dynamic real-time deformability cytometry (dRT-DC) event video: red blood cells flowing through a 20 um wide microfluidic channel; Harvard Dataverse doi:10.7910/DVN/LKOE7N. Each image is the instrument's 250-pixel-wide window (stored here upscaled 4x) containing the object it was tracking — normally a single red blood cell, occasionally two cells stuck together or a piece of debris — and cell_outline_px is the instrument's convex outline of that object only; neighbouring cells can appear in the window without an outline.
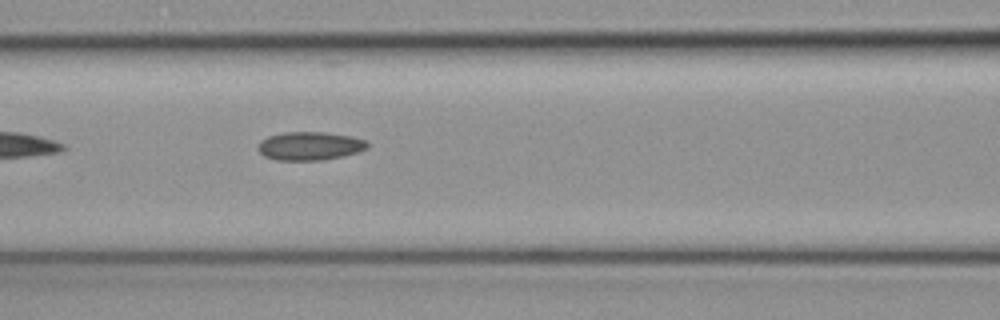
{"species": "common noctule bat (a hibernating species)", "species_latin": "Nyctalus noctula", "temperature_condition": "cold", "stored_images_in_passage": 4, "camera_frame_rate_fps": 3000, "um_per_image_px": 0.085, "animal": {"sex": "female", "body_mass_g": 19.3, "forearm_length_mm": 54.1}, "frame": {"image": 1, "passage_image": 4, "time_ms": 1.0, "image_size_px": [1000, 320], "cell_outline_px": [[368, 148], [356, 152], [340, 156], [320, 160], [276, 160], [264, 156], [260, 152], [260, 140], [268, 136], [288, 132], [324, 132], [352, 136], [364, 140], [368, 144]], "centroid_in_image_um": [26.33, 12.4], "position_along_channel_um": 140.3, "area_um2": 17.8}}